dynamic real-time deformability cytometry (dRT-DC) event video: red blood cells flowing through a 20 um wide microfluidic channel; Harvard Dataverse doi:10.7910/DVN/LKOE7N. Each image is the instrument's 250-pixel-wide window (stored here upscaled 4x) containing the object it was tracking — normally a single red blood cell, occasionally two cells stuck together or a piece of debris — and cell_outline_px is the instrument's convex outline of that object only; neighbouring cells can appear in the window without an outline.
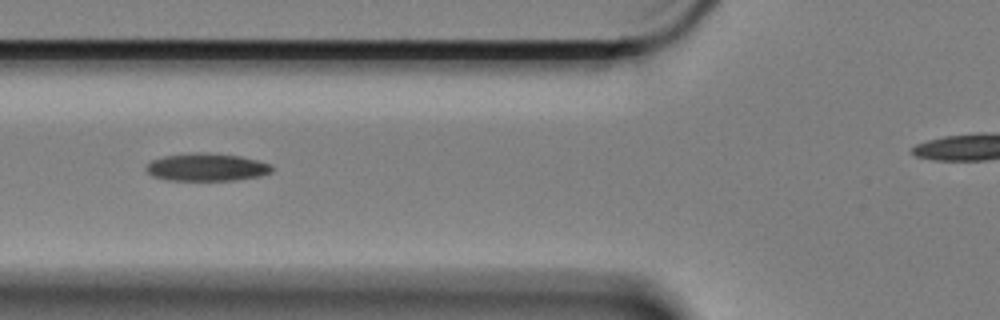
{"species": "Egyptian fruit bat (a non-hibernating species)", "species_latin": "Rousettus aegyptiacus", "temperature_condition": "cold", "stored_images_in_passage": 18, "camera_frame_rate_fps": 3000, "um_per_image_px": 0.085, "animal": {"sex": "female"}, "frame": {"image": 1, "passage_image": 8, "time_ms": 2.333, "image_size_px": [1000, 320], "cell_outline_px": [[272, 172], [260, 176], [236, 180], [168, 180], [152, 176], [144, 168], [152, 160], [164, 156], [236, 156], [256, 160], [268, 164], [272, 168]], "centroid_in_image_um": [17.56, 14.28], "position_along_channel_um": 108.2, "area_um2": 18.9}}
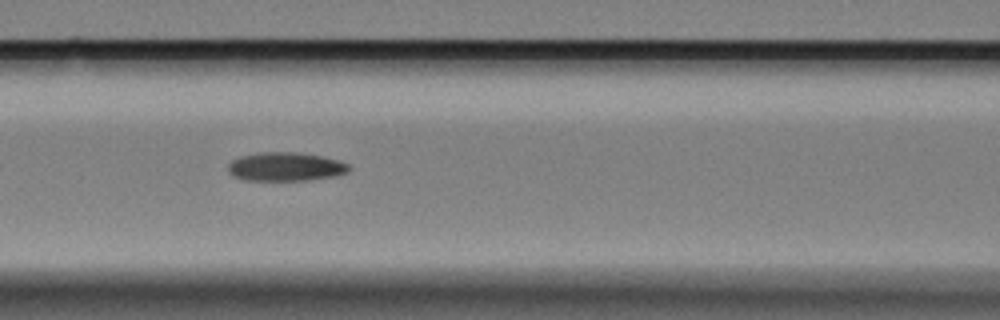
{"frame": {"image": 2, "passage_image": 11, "time_ms": 3.333, "image_size_px": [1000, 320], "cell_outline_px": [[352, 168], [348, 172], [336, 176], [312, 180], [244, 180], [228, 172], [228, 164], [232, 160], [244, 156], [264, 152], [296, 152], [320, 156], [336, 160], [348, 164]], "centroid_in_image_um": [24.31, 14.18], "position_along_channel_um": 142.3, "area_um2": 20.06}}
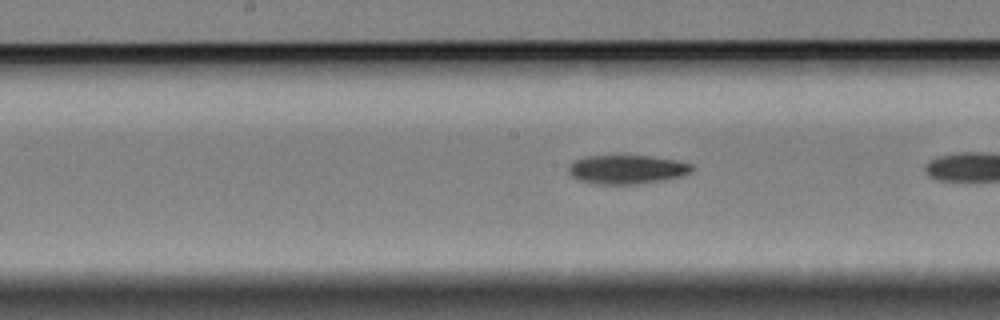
{"frame": {"image": 3, "passage_image": 13, "time_ms": 4.0, "image_size_px": [1000, 320], "cell_outline_px": [[696, 168], [692, 172], [684, 176], [664, 180], [636, 184], [600, 184], [580, 180], [572, 176], [568, 172], [568, 164], [584, 156], [648, 156], [676, 160], [692, 164]], "centroid_in_image_um": [53.33, 14.4], "position_along_channel_um": 194.9, "area_um2": 20.87}}